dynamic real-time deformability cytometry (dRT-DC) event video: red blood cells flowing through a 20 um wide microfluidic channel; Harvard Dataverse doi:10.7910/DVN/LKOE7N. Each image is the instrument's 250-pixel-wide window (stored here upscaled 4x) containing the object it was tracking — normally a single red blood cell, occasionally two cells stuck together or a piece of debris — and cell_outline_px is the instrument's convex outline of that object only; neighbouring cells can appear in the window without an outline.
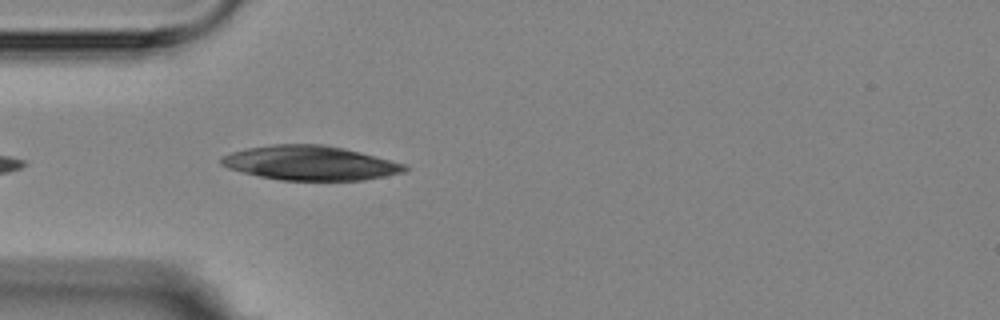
{"species": "Egyptian fruit bat (a non-hibernating species)", "species_latin": "Rousettus aegyptiacus", "temperature_condition": "room temperature", "stored_images_in_passage": 5, "camera_frame_rate_fps": 3000, "um_per_image_px": 0.085, "animal": {"sex": "female"}, "frame": {"image": 1, "passage_image": 5, "time_ms": 4.333, "image_size_px": [1000, 320], "cell_outline_px": [[408, 168], [404, 172], [364, 180], [280, 180], [240, 172], [228, 168], [220, 164], [220, 156], [232, 152], [248, 148], [276, 144], [324, 144], [344, 148], [360, 152], [404, 164]], "centroid_in_image_um": [26.32, 13.85], "position_along_channel_um": 58.7, "area_um2": 36.59}}